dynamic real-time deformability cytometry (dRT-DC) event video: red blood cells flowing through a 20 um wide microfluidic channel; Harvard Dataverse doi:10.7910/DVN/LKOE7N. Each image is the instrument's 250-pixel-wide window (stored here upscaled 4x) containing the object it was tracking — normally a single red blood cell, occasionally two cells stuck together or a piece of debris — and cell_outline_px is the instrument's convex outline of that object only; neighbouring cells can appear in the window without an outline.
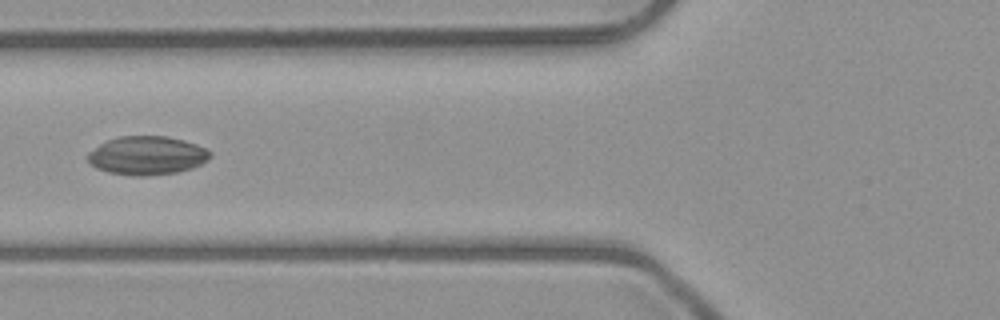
{"species": "common noctule bat (a hibernating species)", "species_latin": "Nyctalus noctula", "temperature_condition": "room temperature", "stored_images_in_passage": 6, "camera_frame_rate_fps": 3000, "um_per_image_px": 0.085, "animal": {"sex": "male", "body_mass_g": 23.1, "forearm_length_mm": 52.7}, "frame": {"image": 1, "passage_image": 6, "time_ms": 5.667, "image_size_px": [1000, 320], "cell_outline_px": [[212, 156], [208, 160], [192, 168], [176, 172], [148, 176], [132, 176], [108, 172], [96, 168], [88, 160], [88, 152], [100, 144], [108, 140], [120, 136], [168, 136], [184, 140], [196, 144], [212, 152]], "centroid_in_image_um": [12.51, 13.22], "position_along_channel_um": 113.3, "area_um2": 27.57}}